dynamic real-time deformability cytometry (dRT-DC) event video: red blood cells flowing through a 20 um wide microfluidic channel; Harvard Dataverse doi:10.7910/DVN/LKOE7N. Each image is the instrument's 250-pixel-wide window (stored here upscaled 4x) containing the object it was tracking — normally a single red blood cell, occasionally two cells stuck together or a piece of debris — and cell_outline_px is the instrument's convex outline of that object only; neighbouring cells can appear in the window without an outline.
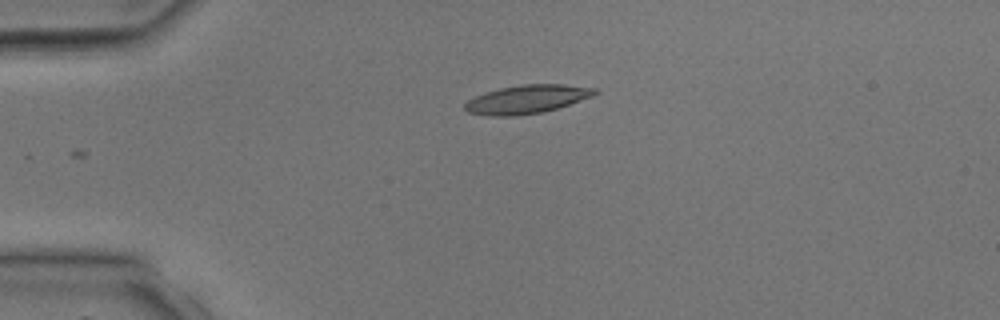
{"species": "common noctule bat (a hibernating species)", "species_latin": "Nyctalus noctula", "temperature_condition": "room temperature", "stored_images_in_passage": 2, "camera_frame_rate_fps": 3000, "um_per_image_px": 0.085, "animal": {"sex": "male", "body_mass_g": 17.9, "forearm_length_mm": 54.2}, "frame": {"image": 1, "passage_image": 2, "time_ms": 1.333, "image_size_px": [1000, 320], "cell_outline_px": [[600, 92], [592, 96], [544, 112], [516, 116], [492, 116], [468, 112], [464, 108], [464, 104], [468, 100], [484, 92], [500, 88], [520, 84], [564, 84], [596, 88]], "centroid_in_image_um": [44.78, 8.43], "position_along_channel_um": 40.2, "area_um2": 21.56}}